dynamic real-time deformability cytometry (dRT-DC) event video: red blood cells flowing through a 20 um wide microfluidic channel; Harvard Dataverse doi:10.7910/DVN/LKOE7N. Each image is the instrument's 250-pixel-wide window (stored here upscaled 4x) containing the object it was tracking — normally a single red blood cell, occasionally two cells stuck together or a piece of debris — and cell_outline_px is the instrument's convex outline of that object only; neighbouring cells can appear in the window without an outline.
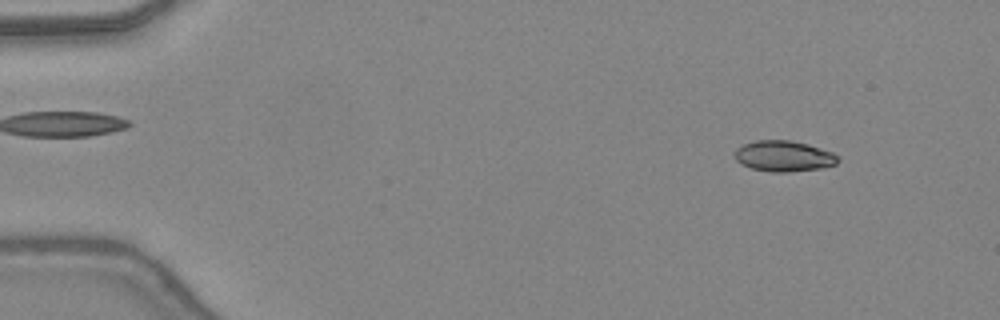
{"species": "common noctule bat (a hibernating species)", "species_latin": "Nyctalus noctula", "temperature_condition": "warm", "stored_images_in_passage": 46, "camera_frame_rate_fps": 3000, "um_per_image_px": 0.085, "animal": {"sex": "female", "body_mass_g": 24.6, "forearm_length_mm": 56.2}, "frame": {"image": 1, "passage_image": 4, "time_ms": 1.0, "image_size_px": [1000, 320], "cell_outline_px": [[840, 160], [836, 164], [820, 168], [788, 172], [772, 172], [752, 168], [740, 164], [736, 160], [736, 148], [744, 144], [756, 140], [792, 140], [808, 144], [832, 152], [840, 156]], "centroid_in_image_um": [66.64, 13.26], "position_along_channel_um": 18.4, "area_um2": 18.55}}
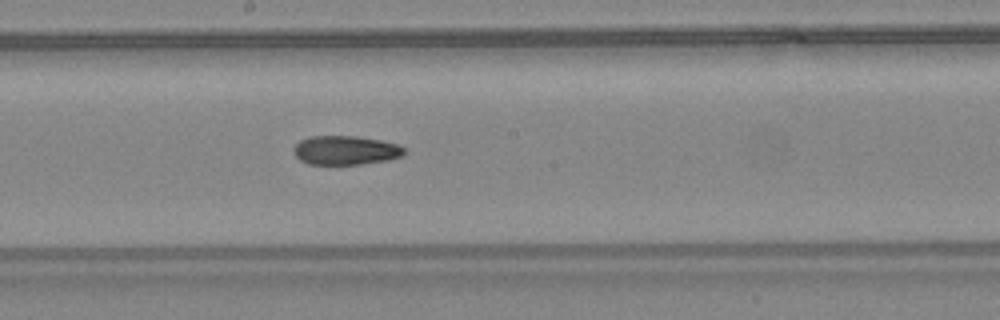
{"frame": {"image": 2, "passage_image": 25, "time_ms": 8.0, "image_size_px": [1000, 320], "cell_outline_px": [[404, 156], [388, 160], [360, 164], [308, 164], [300, 160], [292, 152], [292, 148], [300, 140], [308, 136], [356, 136], [380, 140], [396, 144], [404, 148]], "centroid_in_image_um": [29.34, 12.77], "position_along_channel_um": 218.9, "area_um2": 18.79}}
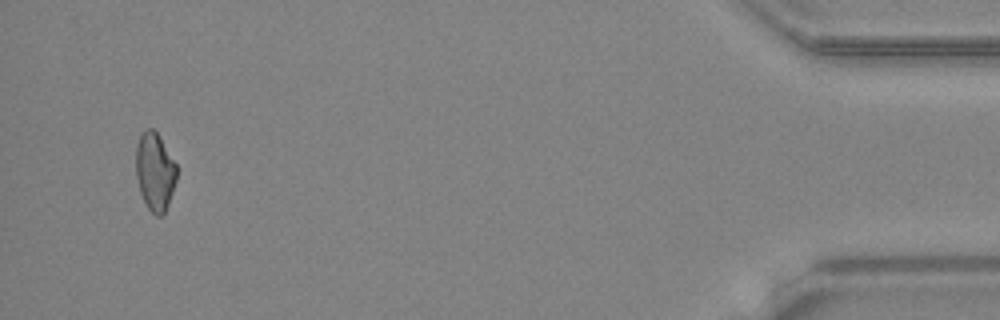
{"frame": {"image": 3, "passage_image": 44, "time_ms": 14.333, "image_size_px": [1000, 320], "cell_outline_px": [[176, 180], [168, 204], [164, 212], [160, 216], [156, 216], [148, 208], [140, 192], [136, 176], [136, 144], [144, 128], [152, 128], [160, 136], [176, 164]], "centroid_in_image_um": [13.15, 14.55], "position_along_channel_um": 422.0, "area_um2": 18.44}, "authors_computed_cell_mechanics": {"area_um2": 19.0162, "velocity_mm_per_s": 4.4445, "shape_relaxation_time_tau1_ms": 7.3131, "shape_relaxation_time_tau2_ms": 6.4015, "deformation_change_tau1": 0.1886, "deformation_change_tau2": 0.1567}}